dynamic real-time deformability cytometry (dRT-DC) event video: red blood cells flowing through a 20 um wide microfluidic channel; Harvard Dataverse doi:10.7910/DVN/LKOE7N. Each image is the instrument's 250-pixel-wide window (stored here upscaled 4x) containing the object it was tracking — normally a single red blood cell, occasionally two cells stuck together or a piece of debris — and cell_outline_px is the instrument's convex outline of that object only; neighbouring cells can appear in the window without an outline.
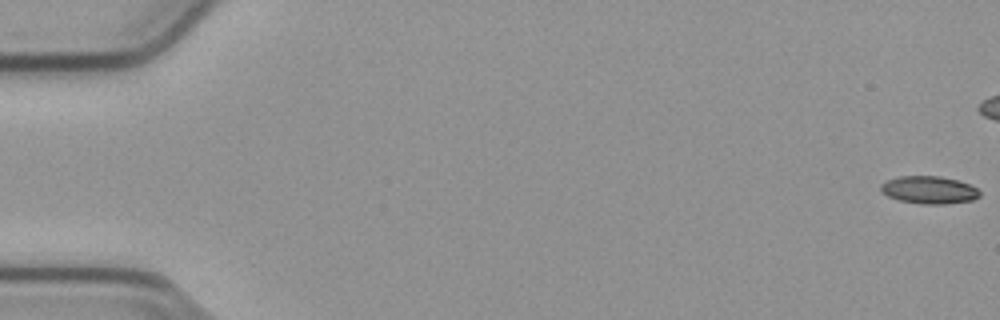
{"species": "common noctule bat (a hibernating species)", "species_latin": "Nyctalus noctula", "temperature_condition": "cold", "stored_images_in_passage": 45, "camera_frame_rate_fps": 3000, "um_per_image_px": 0.085, "animal": {"sex": "male", "body_mass_g": 23.1, "forearm_length_mm": 52.7}, "frame": {"image": 1, "passage_image": 1, "time_ms": 0.0, "image_size_px": [1000, 320], "cell_outline_px": [[980, 196], [972, 200], [944, 204], [920, 204], [900, 200], [888, 196], [880, 192], [880, 184], [888, 180], [900, 176], [940, 176], [960, 180], [976, 188], [980, 192]], "centroid_in_image_um": [78.96, 16.14], "position_along_channel_um": 6.0, "area_um2": 15.95}}
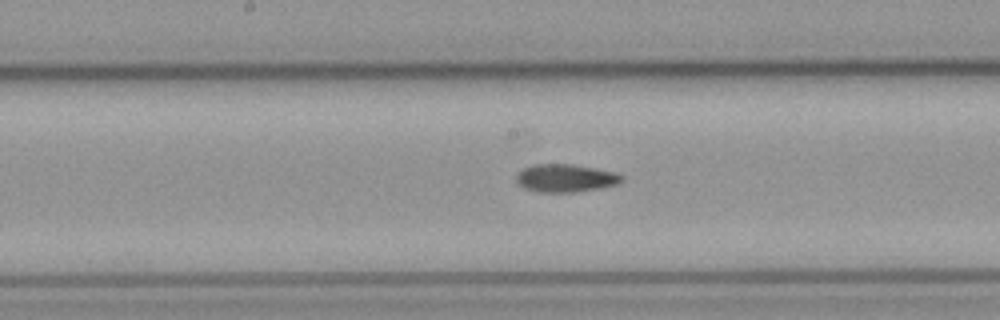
{"frame": {"image": 2, "passage_image": 29, "time_ms": 9.333, "image_size_px": [1000, 320], "cell_outline_px": [[624, 180], [620, 184], [600, 188], [576, 192], [540, 192], [524, 188], [516, 184], [516, 172], [532, 164], [572, 164], [612, 172], [620, 176]], "centroid_in_image_um": [48.0, 15.15], "position_along_channel_um": 200.2, "area_um2": 17.17}}
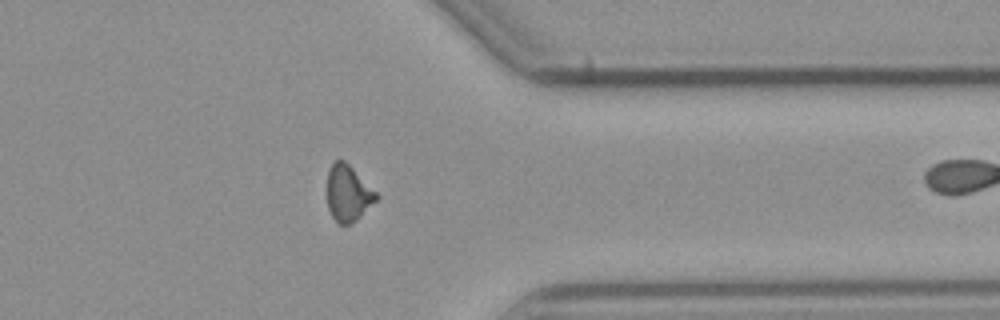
{"frame": {"image": 3, "passage_image": 44, "time_ms": 14.333, "image_size_px": [1000, 320], "cell_outline_px": [[380, 196], [356, 220], [348, 224], [340, 224], [332, 216], [328, 208], [328, 168], [336, 160], [344, 160]], "centroid_in_image_um": [29.58, 16.42], "position_along_channel_um": 381.8, "area_um2": 15.66}}